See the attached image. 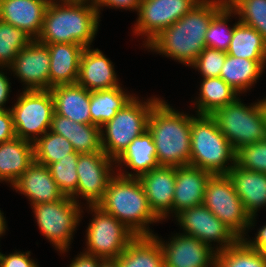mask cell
I'll list each match as a JSON object with an SVG mask.
<instances>
[{
  "label": "cell",
  "instance_id": "1",
  "mask_svg": "<svg viewBox=\"0 0 266 267\" xmlns=\"http://www.w3.org/2000/svg\"><path fill=\"white\" fill-rule=\"evenodd\" d=\"M227 0H201L178 21L161 31L147 47L192 65L206 47L205 35L212 18Z\"/></svg>",
  "mask_w": 266,
  "mask_h": 267
},
{
  "label": "cell",
  "instance_id": "2",
  "mask_svg": "<svg viewBox=\"0 0 266 267\" xmlns=\"http://www.w3.org/2000/svg\"><path fill=\"white\" fill-rule=\"evenodd\" d=\"M54 1L49 2L36 40L43 44L72 43L90 47L99 24L96 6L86 3L89 0H62V5Z\"/></svg>",
  "mask_w": 266,
  "mask_h": 267
},
{
  "label": "cell",
  "instance_id": "3",
  "mask_svg": "<svg viewBox=\"0 0 266 267\" xmlns=\"http://www.w3.org/2000/svg\"><path fill=\"white\" fill-rule=\"evenodd\" d=\"M192 117L173 110L159 100L152 108L147 129L152 134L159 166L190 164Z\"/></svg>",
  "mask_w": 266,
  "mask_h": 267
},
{
  "label": "cell",
  "instance_id": "4",
  "mask_svg": "<svg viewBox=\"0 0 266 267\" xmlns=\"http://www.w3.org/2000/svg\"><path fill=\"white\" fill-rule=\"evenodd\" d=\"M121 221L136 236H151L147 224L160 219L153 213L137 177L113 176L103 199L97 204Z\"/></svg>",
  "mask_w": 266,
  "mask_h": 267
},
{
  "label": "cell",
  "instance_id": "5",
  "mask_svg": "<svg viewBox=\"0 0 266 267\" xmlns=\"http://www.w3.org/2000/svg\"><path fill=\"white\" fill-rule=\"evenodd\" d=\"M190 144V166L215 175L227 174L235 164L236 151L211 115L192 117ZM229 160L233 165L226 166Z\"/></svg>",
  "mask_w": 266,
  "mask_h": 267
},
{
  "label": "cell",
  "instance_id": "6",
  "mask_svg": "<svg viewBox=\"0 0 266 267\" xmlns=\"http://www.w3.org/2000/svg\"><path fill=\"white\" fill-rule=\"evenodd\" d=\"M219 131L236 151L240 147L266 139V112L262 101L245 106L237 98L211 115Z\"/></svg>",
  "mask_w": 266,
  "mask_h": 267
},
{
  "label": "cell",
  "instance_id": "7",
  "mask_svg": "<svg viewBox=\"0 0 266 267\" xmlns=\"http://www.w3.org/2000/svg\"><path fill=\"white\" fill-rule=\"evenodd\" d=\"M159 100L152 98L143 104L133 97L109 122L103 125L106 129V137L104 130L101 129L102 151L113 159V162L135 138L147 130L149 114Z\"/></svg>",
  "mask_w": 266,
  "mask_h": 267
},
{
  "label": "cell",
  "instance_id": "8",
  "mask_svg": "<svg viewBox=\"0 0 266 267\" xmlns=\"http://www.w3.org/2000/svg\"><path fill=\"white\" fill-rule=\"evenodd\" d=\"M203 204L222 221L239 239H244L251 217L227 174L211 175L207 181Z\"/></svg>",
  "mask_w": 266,
  "mask_h": 267
},
{
  "label": "cell",
  "instance_id": "9",
  "mask_svg": "<svg viewBox=\"0 0 266 267\" xmlns=\"http://www.w3.org/2000/svg\"><path fill=\"white\" fill-rule=\"evenodd\" d=\"M10 111L16 137L33 143L37 135L51 128L55 112L52 93L50 90H24Z\"/></svg>",
  "mask_w": 266,
  "mask_h": 267
},
{
  "label": "cell",
  "instance_id": "10",
  "mask_svg": "<svg viewBox=\"0 0 266 267\" xmlns=\"http://www.w3.org/2000/svg\"><path fill=\"white\" fill-rule=\"evenodd\" d=\"M95 217L87 228V252L103 259H117L136 237L121 221L98 205H89Z\"/></svg>",
  "mask_w": 266,
  "mask_h": 267
},
{
  "label": "cell",
  "instance_id": "11",
  "mask_svg": "<svg viewBox=\"0 0 266 267\" xmlns=\"http://www.w3.org/2000/svg\"><path fill=\"white\" fill-rule=\"evenodd\" d=\"M71 197L33 205L37 224L42 234L60 251H66L72 233L79 223L80 208Z\"/></svg>",
  "mask_w": 266,
  "mask_h": 267
},
{
  "label": "cell",
  "instance_id": "12",
  "mask_svg": "<svg viewBox=\"0 0 266 267\" xmlns=\"http://www.w3.org/2000/svg\"><path fill=\"white\" fill-rule=\"evenodd\" d=\"M201 0H141L135 32L145 34L146 45L161 31L170 27Z\"/></svg>",
  "mask_w": 266,
  "mask_h": 267
},
{
  "label": "cell",
  "instance_id": "13",
  "mask_svg": "<svg viewBox=\"0 0 266 267\" xmlns=\"http://www.w3.org/2000/svg\"><path fill=\"white\" fill-rule=\"evenodd\" d=\"M176 215L177 221L186 231L184 234L195 237L209 246L212 241L220 242L221 247L217 248V251L227 249L239 240L204 204L184 209Z\"/></svg>",
  "mask_w": 266,
  "mask_h": 267
},
{
  "label": "cell",
  "instance_id": "14",
  "mask_svg": "<svg viewBox=\"0 0 266 267\" xmlns=\"http://www.w3.org/2000/svg\"><path fill=\"white\" fill-rule=\"evenodd\" d=\"M112 160L104 152L79 154L76 167L78 185L76 195H81L89 205H97L104 197L111 175Z\"/></svg>",
  "mask_w": 266,
  "mask_h": 267
},
{
  "label": "cell",
  "instance_id": "15",
  "mask_svg": "<svg viewBox=\"0 0 266 267\" xmlns=\"http://www.w3.org/2000/svg\"><path fill=\"white\" fill-rule=\"evenodd\" d=\"M50 63L48 46L34 39L9 67L28 85L25 90H50Z\"/></svg>",
  "mask_w": 266,
  "mask_h": 267
},
{
  "label": "cell",
  "instance_id": "16",
  "mask_svg": "<svg viewBox=\"0 0 266 267\" xmlns=\"http://www.w3.org/2000/svg\"><path fill=\"white\" fill-rule=\"evenodd\" d=\"M158 241L165 267H208L209 264L215 267V250L195 237L183 234L173 237L168 244Z\"/></svg>",
  "mask_w": 266,
  "mask_h": 267
},
{
  "label": "cell",
  "instance_id": "17",
  "mask_svg": "<svg viewBox=\"0 0 266 267\" xmlns=\"http://www.w3.org/2000/svg\"><path fill=\"white\" fill-rule=\"evenodd\" d=\"M49 2L50 0H1L0 20L37 39Z\"/></svg>",
  "mask_w": 266,
  "mask_h": 267
},
{
  "label": "cell",
  "instance_id": "18",
  "mask_svg": "<svg viewBox=\"0 0 266 267\" xmlns=\"http://www.w3.org/2000/svg\"><path fill=\"white\" fill-rule=\"evenodd\" d=\"M149 207L161 220L172 211L175 190V167L159 166L139 177Z\"/></svg>",
  "mask_w": 266,
  "mask_h": 267
},
{
  "label": "cell",
  "instance_id": "19",
  "mask_svg": "<svg viewBox=\"0 0 266 267\" xmlns=\"http://www.w3.org/2000/svg\"><path fill=\"white\" fill-rule=\"evenodd\" d=\"M212 174L190 165L175 167V190L172 211H180L203 204L204 193Z\"/></svg>",
  "mask_w": 266,
  "mask_h": 267
},
{
  "label": "cell",
  "instance_id": "20",
  "mask_svg": "<svg viewBox=\"0 0 266 267\" xmlns=\"http://www.w3.org/2000/svg\"><path fill=\"white\" fill-rule=\"evenodd\" d=\"M12 185L25 194L32 201V205L54 202L65 197L53 179L49 167L36 162H33Z\"/></svg>",
  "mask_w": 266,
  "mask_h": 267
},
{
  "label": "cell",
  "instance_id": "21",
  "mask_svg": "<svg viewBox=\"0 0 266 267\" xmlns=\"http://www.w3.org/2000/svg\"><path fill=\"white\" fill-rule=\"evenodd\" d=\"M77 84L88 91L119 87L112 62L98 49L85 48L79 66Z\"/></svg>",
  "mask_w": 266,
  "mask_h": 267
},
{
  "label": "cell",
  "instance_id": "22",
  "mask_svg": "<svg viewBox=\"0 0 266 267\" xmlns=\"http://www.w3.org/2000/svg\"><path fill=\"white\" fill-rule=\"evenodd\" d=\"M55 113L76 123L92 124L90 91L79 84L57 85L50 89Z\"/></svg>",
  "mask_w": 266,
  "mask_h": 267
},
{
  "label": "cell",
  "instance_id": "23",
  "mask_svg": "<svg viewBox=\"0 0 266 267\" xmlns=\"http://www.w3.org/2000/svg\"><path fill=\"white\" fill-rule=\"evenodd\" d=\"M51 58L50 89L57 85L77 83L82 53L85 49L80 44H46Z\"/></svg>",
  "mask_w": 266,
  "mask_h": 267
},
{
  "label": "cell",
  "instance_id": "24",
  "mask_svg": "<svg viewBox=\"0 0 266 267\" xmlns=\"http://www.w3.org/2000/svg\"><path fill=\"white\" fill-rule=\"evenodd\" d=\"M227 175L232 180L245 211L251 217L252 226L258 208L266 204V174L242 169L234 164Z\"/></svg>",
  "mask_w": 266,
  "mask_h": 267
},
{
  "label": "cell",
  "instance_id": "25",
  "mask_svg": "<svg viewBox=\"0 0 266 267\" xmlns=\"http://www.w3.org/2000/svg\"><path fill=\"white\" fill-rule=\"evenodd\" d=\"M50 130L69 140L79 154L103 152L101 128L94 124L76 123L54 112Z\"/></svg>",
  "mask_w": 266,
  "mask_h": 267
},
{
  "label": "cell",
  "instance_id": "26",
  "mask_svg": "<svg viewBox=\"0 0 266 267\" xmlns=\"http://www.w3.org/2000/svg\"><path fill=\"white\" fill-rule=\"evenodd\" d=\"M35 162L33 143L18 137L0 144V180L13 184Z\"/></svg>",
  "mask_w": 266,
  "mask_h": 267
},
{
  "label": "cell",
  "instance_id": "27",
  "mask_svg": "<svg viewBox=\"0 0 266 267\" xmlns=\"http://www.w3.org/2000/svg\"><path fill=\"white\" fill-rule=\"evenodd\" d=\"M115 161L117 163L124 162L126 166L137 172L136 176L130 173L125 175L124 173H119V175L124 177L139 178L152 169L158 168L156 147L149 130H145L140 136L135 138Z\"/></svg>",
  "mask_w": 266,
  "mask_h": 267
},
{
  "label": "cell",
  "instance_id": "28",
  "mask_svg": "<svg viewBox=\"0 0 266 267\" xmlns=\"http://www.w3.org/2000/svg\"><path fill=\"white\" fill-rule=\"evenodd\" d=\"M154 234L136 236L116 259L120 267H165L164 255Z\"/></svg>",
  "mask_w": 266,
  "mask_h": 267
},
{
  "label": "cell",
  "instance_id": "29",
  "mask_svg": "<svg viewBox=\"0 0 266 267\" xmlns=\"http://www.w3.org/2000/svg\"><path fill=\"white\" fill-rule=\"evenodd\" d=\"M227 54L236 58L266 61V41L256 29L238 21L234 25Z\"/></svg>",
  "mask_w": 266,
  "mask_h": 267
},
{
  "label": "cell",
  "instance_id": "30",
  "mask_svg": "<svg viewBox=\"0 0 266 267\" xmlns=\"http://www.w3.org/2000/svg\"><path fill=\"white\" fill-rule=\"evenodd\" d=\"M266 61H254L227 54L220 78L237 93L245 91L261 76Z\"/></svg>",
  "mask_w": 266,
  "mask_h": 267
},
{
  "label": "cell",
  "instance_id": "31",
  "mask_svg": "<svg viewBox=\"0 0 266 267\" xmlns=\"http://www.w3.org/2000/svg\"><path fill=\"white\" fill-rule=\"evenodd\" d=\"M133 97L121 87L90 91V115L92 124L103 128Z\"/></svg>",
  "mask_w": 266,
  "mask_h": 267
},
{
  "label": "cell",
  "instance_id": "32",
  "mask_svg": "<svg viewBox=\"0 0 266 267\" xmlns=\"http://www.w3.org/2000/svg\"><path fill=\"white\" fill-rule=\"evenodd\" d=\"M197 101L199 115H212L217 109L233 103L237 92L220 77L204 78Z\"/></svg>",
  "mask_w": 266,
  "mask_h": 267
},
{
  "label": "cell",
  "instance_id": "33",
  "mask_svg": "<svg viewBox=\"0 0 266 267\" xmlns=\"http://www.w3.org/2000/svg\"><path fill=\"white\" fill-rule=\"evenodd\" d=\"M215 267H266V256L239 239L233 246L216 251Z\"/></svg>",
  "mask_w": 266,
  "mask_h": 267
},
{
  "label": "cell",
  "instance_id": "34",
  "mask_svg": "<svg viewBox=\"0 0 266 267\" xmlns=\"http://www.w3.org/2000/svg\"><path fill=\"white\" fill-rule=\"evenodd\" d=\"M43 135L33 142L34 160L36 163L49 166L63 159L66 155L75 152L71 142L62 135L51 130Z\"/></svg>",
  "mask_w": 266,
  "mask_h": 267
},
{
  "label": "cell",
  "instance_id": "35",
  "mask_svg": "<svg viewBox=\"0 0 266 267\" xmlns=\"http://www.w3.org/2000/svg\"><path fill=\"white\" fill-rule=\"evenodd\" d=\"M33 40L25 31L0 20V66L9 67L17 54Z\"/></svg>",
  "mask_w": 266,
  "mask_h": 267
},
{
  "label": "cell",
  "instance_id": "36",
  "mask_svg": "<svg viewBox=\"0 0 266 267\" xmlns=\"http://www.w3.org/2000/svg\"><path fill=\"white\" fill-rule=\"evenodd\" d=\"M78 157L79 153L73 152L66 155L58 162L48 166L60 191L64 196L71 197L75 202H77L75 195L78 185V175L76 171Z\"/></svg>",
  "mask_w": 266,
  "mask_h": 267
},
{
  "label": "cell",
  "instance_id": "37",
  "mask_svg": "<svg viewBox=\"0 0 266 267\" xmlns=\"http://www.w3.org/2000/svg\"><path fill=\"white\" fill-rule=\"evenodd\" d=\"M240 22L256 29L266 41V0H227Z\"/></svg>",
  "mask_w": 266,
  "mask_h": 267
},
{
  "label": "cell",
  "instance_id": "38",
  "mask_svg": "<svg viewBox=\"0 0 266 267\" xmlns=\"http://www.w3.org/2000/svg\"><path fill=\"white\" fill-rule=\"evenodd\" d=\"M233 10L226 4L211 20L205 35L206 47L227 52L233 36V29L226 28V21Z\"/></svg>",
  "mask_w": 266,
  "mask_h": 267
},
{
  "label": "cell",
  "instance_id": "39",
  "mask_svg": "<svg viewBox=\"0 0 266 267\" xmlns=\"http://www.w3.org/2000/svg\"><path fill=\"white\" fill-rule=\"evenodd\" d=\"M235 164L242 169L266 174V139L236 150Z\"/></svg>",
  "mask_w": 266,
  "mask_h": 267
},
{
  "label": "cell",
  "instance_id": "40",
  "mask_svg": "<svg viewBox=\"0 0 266 267\" xmlns=\"http://www.w3.org/2000/svg\"><path fill=\"white\" fill-rule=\"evenodd\" d=\"M227 52L205 47L191 65L200 70L203 78L220 77Z\"/></svg>",
  "mask_w": 266,
  "mask_h": 267
},
{
  "label": "cell",
  "instance_id": "41",
  "mask_svg": "<svg viewBox=\"0 0 266 267\" xmlns=\"http://www.w3.org/2000/svg\"><path fill=\"white\" fill-rule=\"evenodd\" d=\"M29 256L30 252H16L7 256L0 253V267H38Z\"/></svg>",
  "mask_w": 266,
  "mask_h": 267
},
{
  "label": "cell",
  "instance_id": "42",
  "mask_svg": "<svg viewBox=\"0 0 266 267\" xmlns=\"http://www.w3.org/2000/svg\"><path fill=\"white\" fill-rule=\"evenodd\" d=\"M16 137L10 109H0V144Z\"/></svg>",
  "mask_w": 266,
  "mask_h": 267
},
{
  "label": "cell",
  "instance_id": "43",
  "mask_svg": "<svg viewBox=\"0 0 266 267\" xmlns=\"http://www.w3.org/2000/svg\"><path fill=\"white\" fill-rule=\"evenodd\" d=\"M92 3L96 6V8L98 9V13H99V8L100 6H112L113 8H129V9H137L136 11H138L139 9V5L141 0H91Z\"/></svg>",
  "mask_w": 266,
  "mask_h": 267
},
{
  "label": "cell",
  "instance_id": "44",
  "mask_svg": "<svg viewBox=\"0 0 266 267\" xmlns=\"http://www.w3.org/2000/svg\"><path fill=\"white\" fill-rule=\"evenodd\" d=\"M103 258L83 253L72 261L70 267H99Z\"/></svg>",
  "mask_w": 266,
  "mask_h": 267
},
{
  "label": "cell",
  "instance_id": "45",
  "mask_svg": "<svg viewBox=\"0 0 266 267\" xmlns=\"http://www.w3.org/2000/svg\"><path fill=\"white\" fill-rule=\"evenodd\" d=\"M255 241H246L252 248L258 249L266 256V225L263 226L256 236Z\"/></svg>",
  "mask_w": 266,
  "mask_h": 267
},
{
  "label": "cell",
  "instance_id": "46",
  "mask_svg": "<svg viewBox=\"0 0 266 267\" xmlns=\"http://www.w3.org/2000/svg\"><path fill=\"white\" fill-rule=\"evenodd\" d=\"M10 92V83L7 77L0 72V109L3 108V104L6 103Z\"/></svg>",
  "mask_w": 266,
  "mask_h": 267
},
{
  "label": "cell",
  "instance_id": "47",
  "mask_svg": "<svg viewBox=\"0 0 266 267\" xmlns=\"http://www.w3.org/2000/svg\"><path fill=\"white\" fill-rule=\"evenodd\" d=\"M99 267H120L116 259H103Z\"/></svg>",
  "mask_w": 266,
  "mask_h": 267
},
{
  "label": "cell",
  "instance_id": "48",
  "mask_svg": "<svg viewBox=\"0 0 266 267\" xmlns=\"http://www.w3.org/2000/svg\"><path fill=\"white\" fill-rule=\"evenodd\" d=\"M6 224H5V219L0 211V231H5Z\"/></svg>",
  "mask_w": 266,
  "mask_h": 267
},
{
  "label": "cell",
  "instance_id": "49",
  "mask_svg": "<svg viewBox=\"0 0 266 267\" xmlns=\"http://www.w3.org/2000/svg\"><path fill=\"white\" fill-rule=\"evenodd\" d=\"M261 101H262V103H263V106H264V108H265V112H266V98L263 99V100H261Z\"/></svg>",
  "mask_w": 266,
  "mask_h": 267
}]
</instances>
